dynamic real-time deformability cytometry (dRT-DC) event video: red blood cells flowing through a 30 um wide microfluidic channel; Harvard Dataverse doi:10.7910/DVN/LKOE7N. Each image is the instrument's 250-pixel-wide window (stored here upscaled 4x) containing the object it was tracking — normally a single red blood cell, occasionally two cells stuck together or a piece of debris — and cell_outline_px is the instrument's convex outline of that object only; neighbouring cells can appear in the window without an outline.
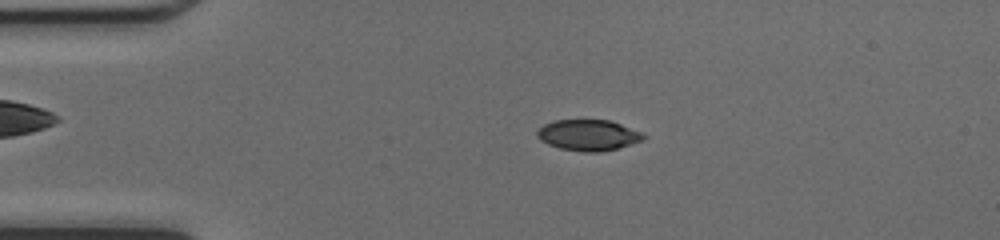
{"species": "common noctule bat (a hibernating species)", "species_latin": "Nyctalus noctula", "temperature_condition": "cold", "stored_images_in_passage": 48, "camera_frame_rate_fps": 3000, "um_per_image_px": 0.085, "animal": {"sex": "female", "body_mass_g": 17.0, "forearm_length_mm": 48.0}, "frame": {"image": 1, "passage_image": 10, "time_ms": 3.0, "image_size_px": [1000, 240], "cell_outline_px": [[648, 136], [644, 140], [616, 148], [600, 152], [584, 152], [560, 148], [548, 144], [540, 140], [536, 136], [536, 132], [544, 124], [556, 120], [608, 120], [644, 132]], "centroid_in_image_um": [50.03, 11.48], "position_along_channel_um": 35.0, "area_um2": 19.19}}
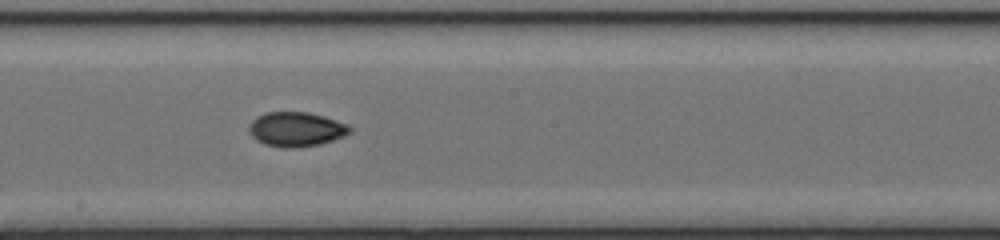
{"frame": {"image": 2, "passage_image": 26, "time_ms": 8.333, "image_size_px": [1000, 240], "cell_outline_px": [[352, 132], [344, 136], [320, 144], [292, 148], [280, 148], [264, 144], [256, 140], [252, 136], [248, 128], [248, 124], [252, 120], [264, 112], [308, 112], [324, 116], [348, 124], [352, 128]], "centroid_in_image_um": [25.17, 10.99], "position_along_channel_um": 223.0, "area_um2": 20.46}}
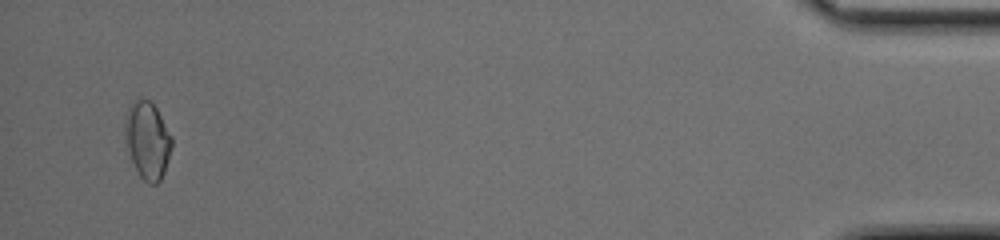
{"frame": {"image": 3, "passage_image": 46, "time_ms": 15.0, "image_size_px": [1000, 240], "cell_outline_px": [[172, 144], [164, 172], [160, 180], [156, 184], [148, 184], [140, 176], [132, 160], [124, 136], [124, 120], [128, 108], [140, 96], [148, 100], [156, 108], [172, 136]], "centroid_in_image_um": [12.52, 11.9], "position_along_channel_um": 422.7, "area_um2": 20.87}, "authors_computed_cell_mechanics": {"area_um2": 19.2763, "velocity_mm_per_s": 4.2799, "shape_relaxation_time_tau1_ms": null, "shape_relaxation_time_tau2_ms": 2.578, "deformation_change_tau1": null, "deformation_change_tau2": 0.0651}}